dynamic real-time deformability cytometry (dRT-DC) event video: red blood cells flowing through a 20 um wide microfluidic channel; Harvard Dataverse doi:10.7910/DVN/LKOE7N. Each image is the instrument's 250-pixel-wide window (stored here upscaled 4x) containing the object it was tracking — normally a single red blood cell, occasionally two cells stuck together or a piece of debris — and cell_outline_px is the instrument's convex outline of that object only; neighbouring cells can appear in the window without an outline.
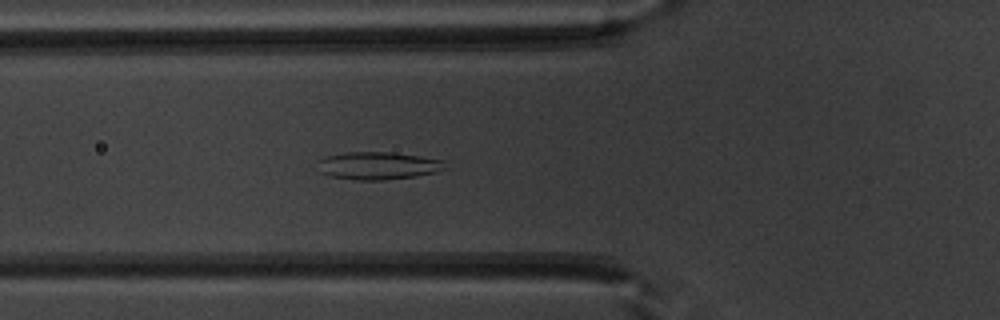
{"species": "common noctule bat (a hibernating species)", "species_latin": "Nyctalus noctula", "temperature_condition": "warm", "stored_images_in_passage": 51, "camera_frame_rate_fps": 3000, "um_per_image_px": 0.085, "animal": {"sex": "male", "body_mass_g": 20.1, "forearm_length_mm": 53.5}, "frame": {"image": 1, "passage_image": 19, "time_ms": 6.0, "image_size_px": [1000, 320], "cell_outline_px": [[448, 168], [436, 172], [416, 176], [384, 180], [356, 180], [332, 176], [320, 172], [320, 160], [324, 156], [348, 152], [392, 152], [420, 156], [444, 160]], "centroid_in_image_um": [32.2, 14.08], "position_along_channel_um": 93.6, "area_um2": 20.52}}
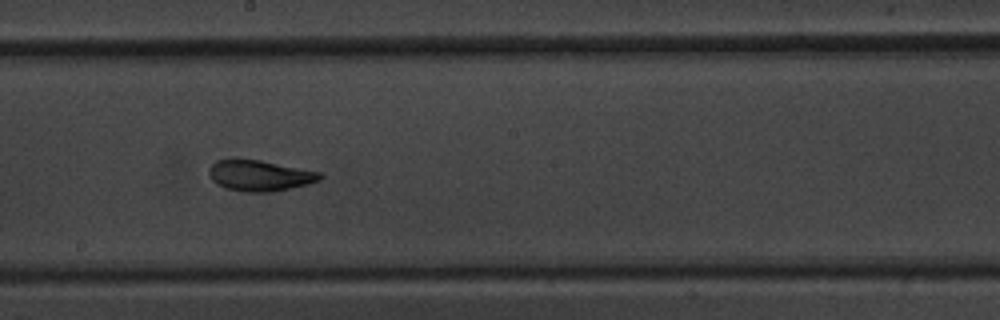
{"frame": {"image": 2, "passage_image": 29, "time_ms": 9.333, "image_size_px": [1000, 320], "cell_outline_px": [[324, 176], [320, 180], [308, 184], [272, 192], [244, 192], [224, 188], [216, 184], [212, 180], [208, 172], [208, 168], [216, 160], [260, 160], [320, 172]], "centroid_in_image_um": [22.07, 14.94], "position_along_channel_um": 226.1, "area_um2": 19.88}}
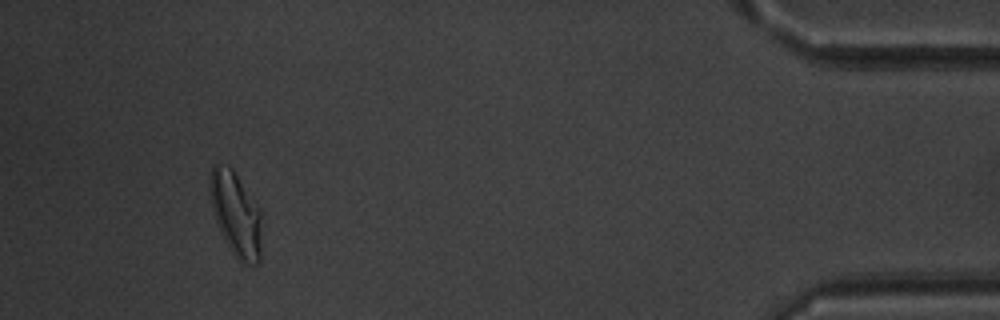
{"frame": {"image": 3, "passage_image": 48, "time_ms": 15.667, "image_size_px": [1000, 320], "cell_outline_px": [[260, 264], [240, 264], [236, 260], [220, 232], [216, 224], [212, 208], [208, 184], [208, 180], [212, 164], [220, 164], [232, 168], [260, 212]], "centroid_in_image_um": [20.0, 18.23], "position_along_channel_um": 415.2, "area_um2": 25.37}, "authors_computed_cell_mechanics": {"area_um2": 21.5016, "velocity_mm_per_s": 3.9634, "shape_relaxation_time_tau1_ms": 8.802, "shape_relaxation_time_tau2_ms": 1.6855, "deformation_change_tau1": 0.2013, "deformation_change_tau2": 0.0904}}